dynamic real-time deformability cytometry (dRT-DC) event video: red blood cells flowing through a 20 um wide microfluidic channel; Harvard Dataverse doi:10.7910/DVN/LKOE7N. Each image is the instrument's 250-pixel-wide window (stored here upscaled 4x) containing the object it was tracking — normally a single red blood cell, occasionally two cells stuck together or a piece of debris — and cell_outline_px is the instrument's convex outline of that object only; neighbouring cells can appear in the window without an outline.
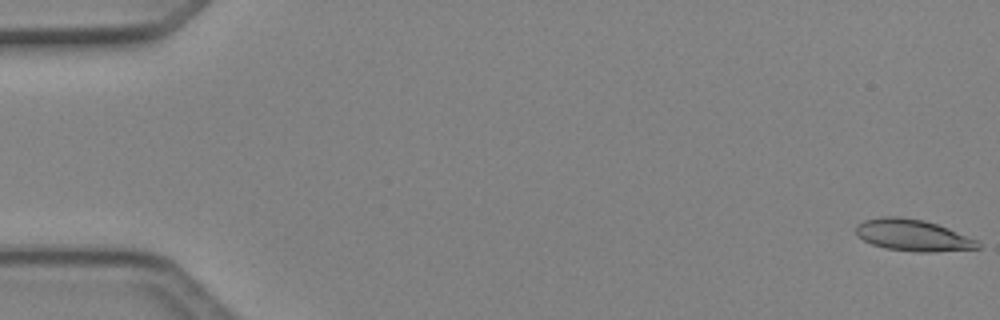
{"species": "Egyptian fruit bat (a non-hibernating species)", "species_latin": "Rousettus aegyptiacus", "temperature_condition": "cold", "stored_images_in_passage": 50, "camera_frame_rate_fps": 3000, "um_per_image_px": 0.085, "animal": {"sex": "female"}, "frame": {"image": 1, "passage_image": 1, "time_ms": 0.0, "image_size_px": [1000, 320], "cell_outline_px": [[980, 248], [932, 252], [920, 252], [884, 248], [872, 244], [864, 240], [856, 232], [856, 228], [864, 220], [880, 216], [900, 216], [924, 220], [948, 228], [976, 240], [980, 244]], "centroid_in_image_um": [77.59, 19.99], "position_along_channel_um": 7.4, "area_um2": 22.2}}
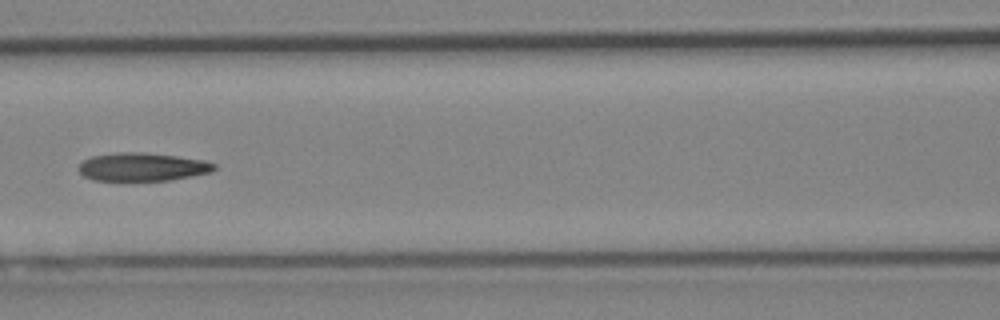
{"frame": {"image": 2, "passage_image": 23, "time_ms": 7.333, "image_size_px": [1000, 320], "cell_outline_px": [[216, 168], [212, 172], [192, 176], [168, 180], [92, 180], [84, 176], [76, 168], [84, 160], [92, 156], [116, 152], [144, 152], [176, 156], [204, 160], [216, 164]], "centroid_in_image_um": [12.1, 14.18], "position_along_channel_um": 154.5, "area_um2": 22.31}}
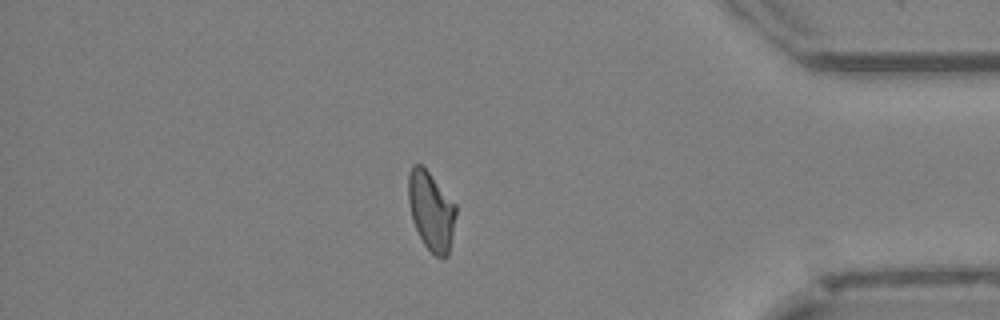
{"frame": {"image": 3, "passage_image": 43, "time_ms": 14.0, "image_size_px": [1000, 320], "cell_outline_px": [[456, 216], [448, 256], [436, 256], [424, 244], [412, 220], [408, 204], [408, 176], [412, 164], [420, 164], [428, 172], [456, 204]], "centroid_in_image_um": [36.64, 17.91], "position_along_channel_um": 398.6, "area_um2": 21.62}, "authors_computed_cell_mechanics": {"area_um2": 22.3108, "velocity_mm_per_s": 4.1426, "shape_relaxation_time_tau1_ms": null, "shape_relaxation_time_tau2_ms": 4.3665, "deformation_change_tau1": null, "deformation_change_tau2": 0.1134}}